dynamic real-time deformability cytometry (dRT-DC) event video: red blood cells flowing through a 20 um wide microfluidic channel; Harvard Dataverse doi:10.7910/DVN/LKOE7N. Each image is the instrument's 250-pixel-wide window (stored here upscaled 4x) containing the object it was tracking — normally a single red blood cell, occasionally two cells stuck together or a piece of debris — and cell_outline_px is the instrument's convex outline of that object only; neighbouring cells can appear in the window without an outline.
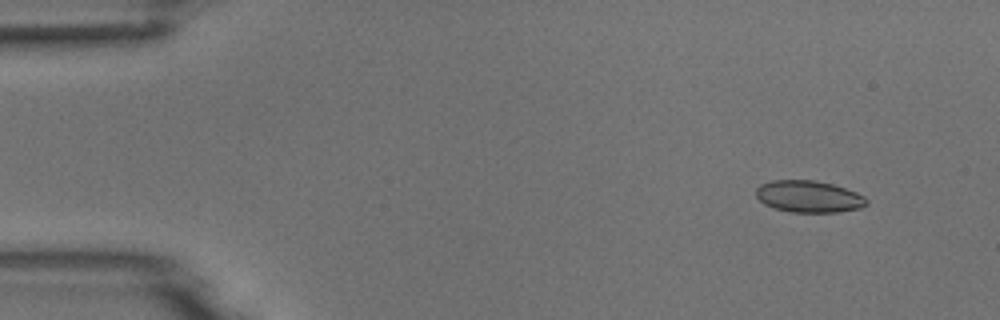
{"species": "common noctule bat (a hibernating species)", "species_latin": "Nyctalus noctula", "temperature_condition": "room temperature", "stored_images_in_passage": 4, "camera_frame_rate_fps": 3000, "um_per_image_px": 0.085, "animal": {"sex": "male", "body_mass_g": 18.8}, "frame": {"image": 1, "passage_image": 1, "time_ms": 0.0, "image_size_px": [1000, 320], "cell_outline_px": [[868, 204], [860, 208], [836, 212], [792, 212], [772, 208], [764, 204], [756, 196], [756, 188], [760, 184], [772, 180], [812, 180], [832, 184], [856, 192], [864, 196], [868, 200]], "centroid_in_image_um": [68.73, 16.71], "position_along_channel_um": 16.3, "area_um2": 20.52}}
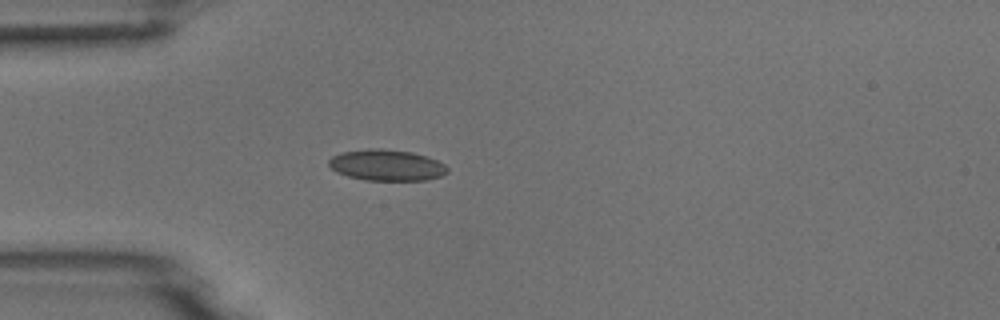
{"frame": {"image": 2, "passage_image": 4, "time_ms": 3.333, "image_size_px": [1000, 320], "cell_outline_px": [[448, 172], [440, 176], [424, 180], [364, 180], [348, 176], [336, 172], [328, 164], [328, 160], [332, 156], [340, 152], [368, 148], [380, 148], [412, 152], [436, 160], [444, 164], [448, 168]], "centroid_in_image_um": [32.82, 14.03], "position_along_channel_um": 52.2, "area_um2": 21.5}}